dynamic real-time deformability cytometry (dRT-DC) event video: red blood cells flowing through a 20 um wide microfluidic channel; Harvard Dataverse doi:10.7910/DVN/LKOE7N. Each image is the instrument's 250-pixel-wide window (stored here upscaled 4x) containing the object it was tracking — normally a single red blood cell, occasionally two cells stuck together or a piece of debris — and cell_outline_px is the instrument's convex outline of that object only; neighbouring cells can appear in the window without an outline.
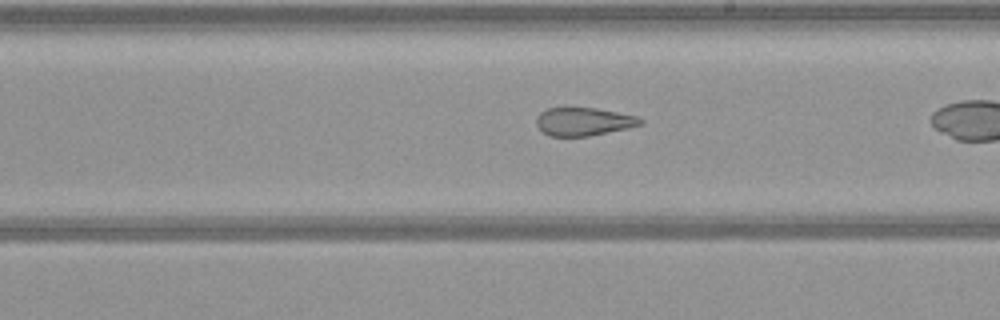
{"species": "common noctule bat (a hibernating species)", "species_latin": "Nyctalus noctula", "temperature_condition": "warm", "stored_images_in_passage": 36, "camera_frame_rate_fps": 3000, "um_per_image_px": 0.085, "animal": {"sex": "female", "body_mass_g": 21.9}, "frame": {"image": 1, "passage_image": 26, "time_ms": 8.333, "image_size_px": [1000, 320], "cell_outline_px": [[644, 124], [628, 128], [588, 136], [548, 136], [536, 124], [536, 120], [540, 112], [548, 108], [596, 108], [636, 116], [644, 120]], "centroid_in_image_um": [49.62, 10.34], "position_along_channel_um": 239.4, "area_um2": 16.94}}